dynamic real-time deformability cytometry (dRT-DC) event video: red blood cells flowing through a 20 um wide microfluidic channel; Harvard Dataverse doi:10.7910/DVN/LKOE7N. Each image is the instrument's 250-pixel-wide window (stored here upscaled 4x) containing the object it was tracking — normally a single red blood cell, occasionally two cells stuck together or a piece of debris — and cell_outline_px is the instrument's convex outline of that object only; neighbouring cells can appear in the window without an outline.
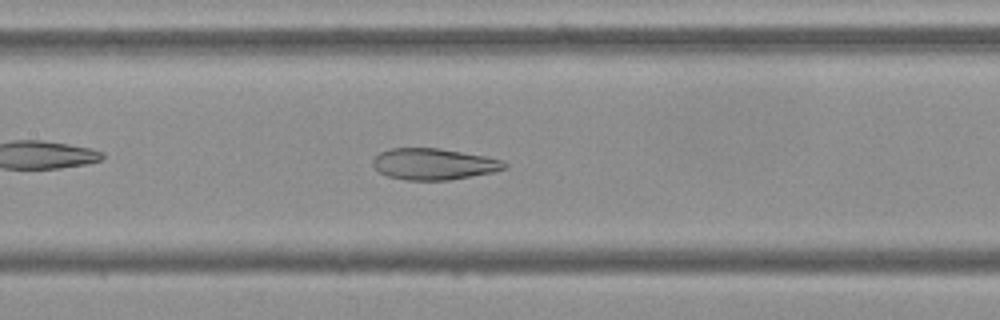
{"species": "Egyptian fruit bat (a non-hibernating species)", "species_latin": "Rousettus aegyptiacus", "temperature_condition": "cold", "stored_images_in_passage": 42, "camera_frame_rate_fps": 3000, "um_per_image_px": 0.085, "frame": {"image": 1, "passage_image": 13, "time_ms": 4.0, "image_size_px": [1000, 320], "cell_outline_px": [[508, 168], [492, 172], [452, 180], [408, 180], [388, 176], [380, 172], [372, 164], [372, 160], [380, 152], [392, 148], [440, 148], [484, 156], [504, 160], [508, 164]], "centroid_in_image_um": [36.9, 13.94], "position_along_channel_um": 170.5, "area_um2": 24.04}}
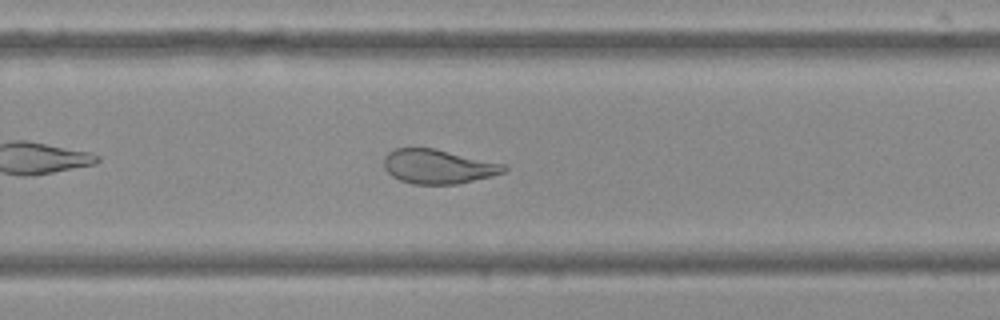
{"frame": {"image": 2, "passage_image": 23, "time_ms": 7.333, "image_size_px": [1000, 320], "cell_outline_px": [[508, 168], [504, 172], [492, 176], [456, 184], [412, 184], [400, 180], [392, 176], [384, 168], [384, 156], [388, 152], [396, 148], [432, 148], [504, 164]], "centroid_in_image_um": [37.21, 14.16], "position_along_channel_um": 292.6, "area_um2": 23.76}}
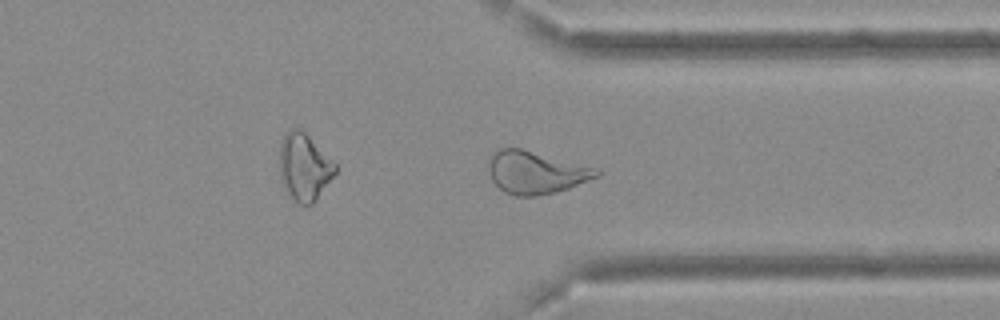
{"frame": {"image": 3, "passage_image": 29, "time_ms": 9.333, "image_size_px": [1000, 320], "cell_outline_px": [[600, 176], [568, 188], [536, 196], [512, 196], [504, 192], [492, 180], [488, 168], [488, 164], [492, 156], [500, 148], [520, 148], [592, 168], [600, 172]], "centroid_in_image_um": [45.49, 14.68], "position_along_channel_um": 365.9, "area_um2": 26.01}, "authors_computed_cell_mechanics": {"area_um2": 26.1545, "velocity_mm_per_s": 3.673, "shape_relaxation_time_tau1_ms": null, "shape_relaxation_time_tau2_ms": 2.0424, "deformation_change_tau1": null, "deformation_change_tau2": 0.0988}}